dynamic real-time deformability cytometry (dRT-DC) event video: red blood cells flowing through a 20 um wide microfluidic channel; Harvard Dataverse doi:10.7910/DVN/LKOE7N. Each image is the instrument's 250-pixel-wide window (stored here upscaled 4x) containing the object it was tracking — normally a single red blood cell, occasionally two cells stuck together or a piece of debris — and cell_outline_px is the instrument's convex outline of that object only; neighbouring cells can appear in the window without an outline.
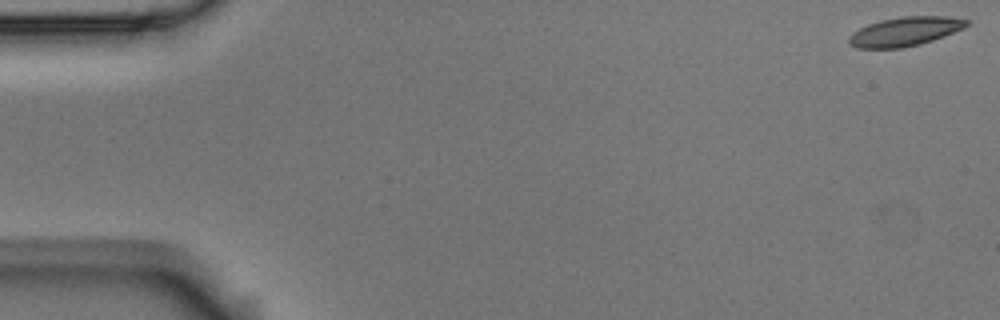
{"species": "Egyptian fruit bat (a non-hibernating species)", "species_latin": "Rousettus aegyptiacus", "temperature_condition": "room temperature", "stored_images_in_passage": 6, "camera_frame_rate_fps": 3000, "um_per_image_px": 0.085, "animal": {"sex": "male"}, "frame": {"image": 1, "passage_image": 1, "time_ms": 0.0, "image_size_px": [1000, 320], "cell_outline_px": [[968, 24], [964, 28], [944, 36], [920, 44], [904, 48], [856, 48], [848, 44], [848, 36], [852, 32], [868, 24], [880, 20], [900, 16], [948, 16], [968, 20]], "centroid_in_image_um": [76.89, 2.68], "position_along_channel_um": 8.1, "area_um2": 20.06}}